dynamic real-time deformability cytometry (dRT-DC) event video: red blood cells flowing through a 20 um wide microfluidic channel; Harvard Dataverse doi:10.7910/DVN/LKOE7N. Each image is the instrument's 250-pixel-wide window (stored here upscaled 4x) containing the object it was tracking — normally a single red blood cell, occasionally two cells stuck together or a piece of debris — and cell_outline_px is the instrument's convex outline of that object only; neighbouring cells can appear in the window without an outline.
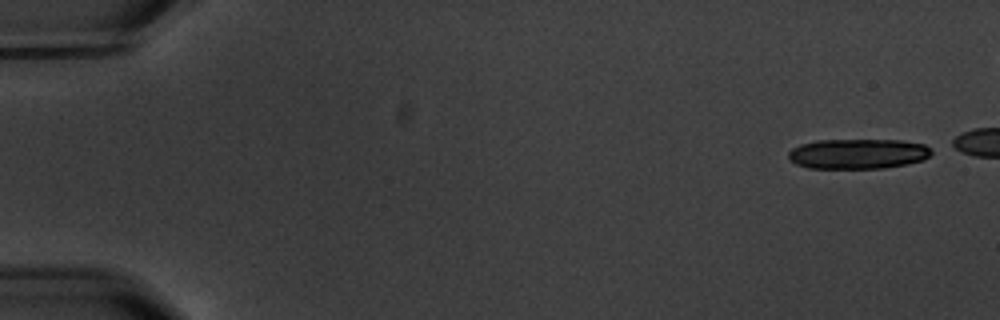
{"species": "common noctule bat (a hibernating species)", "species_latin": "Nyctalus noctula", "temperature_condition": "warm", "stored_images_in_passage": 6, "camera_frame_rate_fps": 3000, "um_per_image_px": 0.085, "animal": {"sex": "male", "body_mass_g": 20.1, "forearm_length_mm": 53.5}, "frame": {"image": 1, "passage_image": 1, "time_ms": 0.0, "image_size_px": [1000, 320], "cell_outline_px": [[932, 152], [924, 160], [908, 164], [884, 168], [808, 168], [796, 164], [788, 160], [788, 152], [792, 148], [800, 144], [816, 140], [900, 140], [924, 144], [932, 148]], "centroid_in_image_um": [72.92, 13.07], "position_along_channel_um": 12.1, "area_um2": 25.32}}